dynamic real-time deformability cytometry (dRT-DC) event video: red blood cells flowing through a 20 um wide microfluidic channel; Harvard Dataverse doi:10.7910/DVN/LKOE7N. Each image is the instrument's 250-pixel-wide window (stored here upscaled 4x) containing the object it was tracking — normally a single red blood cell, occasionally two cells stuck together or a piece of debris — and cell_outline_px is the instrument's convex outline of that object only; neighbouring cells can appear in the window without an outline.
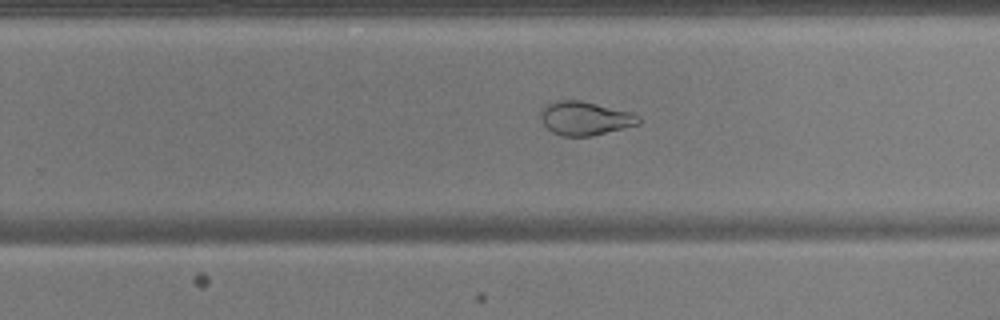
{"species": "common noctule bat (a hibernating species)", "species_latin": "Nyctalus noctula", "temperature_condition": "warm", "stored_images_in_passage": 32, "camera_frame_rate_fps": 3000, "um_per_image_px": 0.085, "animal": {"sex": "male", "body_mass_g": 17.9, "forearm_length_mm": 54.2}, "frame": {"image": 1, "passage_image": 19, "time_ms": 6.0, "image_size_px": [1000, 320], "cell_outline_px": [[640, 124], [592, 136], [564, 136], [552, 132], [544, 124], [540, 116], [540, 112], [544, 104], [556, 100], [580, 100], [632, 112], [640, 116]], "centroid_in_image_um": [49.72, 10.05], "position_along_channel_um": 280.1, "area_um2": 19.36}}
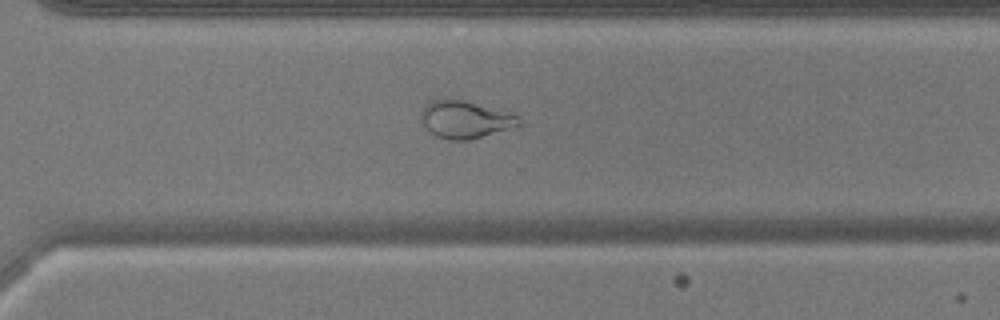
{"frame": {"image": 2, "passage_image": 23, "time_ms": 7.333, "image_size_px": [1000, 320], "cell_outline_px": [[520, 124], [508, 128], [468, 140], [448, 140], [436, 136], [420, 124], [420, 112], [428, 100], [444, 96], [452, 96], [516, 112], [520, 116]], "centroid_in_image_um": [39.49, 10.07], "position_along_channel_um": 331.1, "area_um2": 22.48}, "authors_computed_cell_mechanics": {"area_um2": 20.1722, "velocity_mm_per_s": 3.8333, "shape_relaxation_time_tau1_ms": null, "shape_relaxation_time_tau2_ms": 1.8829, "deformation_change_tau1": null, "deformation_change_tau2": 0.0639}}